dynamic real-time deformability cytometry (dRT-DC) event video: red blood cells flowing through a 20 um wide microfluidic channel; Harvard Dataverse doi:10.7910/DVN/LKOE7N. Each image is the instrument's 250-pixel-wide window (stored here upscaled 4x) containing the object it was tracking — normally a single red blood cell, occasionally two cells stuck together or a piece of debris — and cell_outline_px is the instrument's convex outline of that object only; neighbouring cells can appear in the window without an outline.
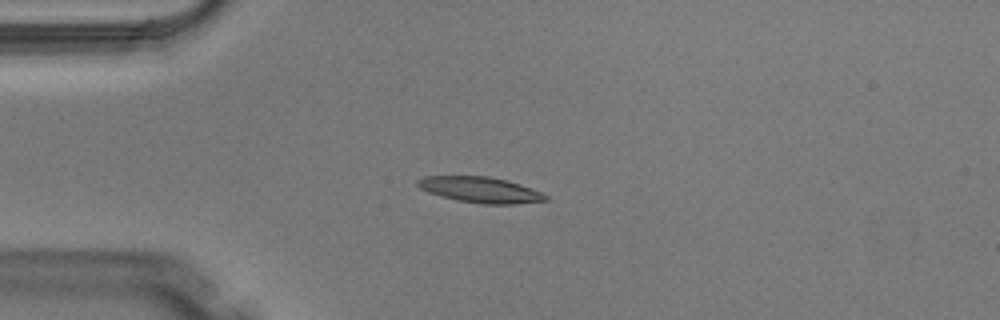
{"species": "Egyptian fruit bat (a non-hibernating species)", "species_latin": "Rousettus aegyptiacus", "temperature_condition": "warm", "stored_images_in_passage": 4, "camera_frame_rate_fps": 3000, "um_per_image_px": 0.085, "animal": {"sex": "male"}, "frame": {"image": 1, "passage_image": 3, "time_ms": 0.667, "image_size_px": [1000, 320], "cell_outline_px": [[548, 200], [516, 204], [484, 204], [456, 200], [440, 196], [428, 192], [420, 188], [416, 184], [416, 180], [424, 176], [488, 176], [508, 180], [544, 192], [548, 196]], "centroid_in_image_um": [40.85, 16.13], "position_along_channel_um": 44.2, "area_um2": 19.42}}